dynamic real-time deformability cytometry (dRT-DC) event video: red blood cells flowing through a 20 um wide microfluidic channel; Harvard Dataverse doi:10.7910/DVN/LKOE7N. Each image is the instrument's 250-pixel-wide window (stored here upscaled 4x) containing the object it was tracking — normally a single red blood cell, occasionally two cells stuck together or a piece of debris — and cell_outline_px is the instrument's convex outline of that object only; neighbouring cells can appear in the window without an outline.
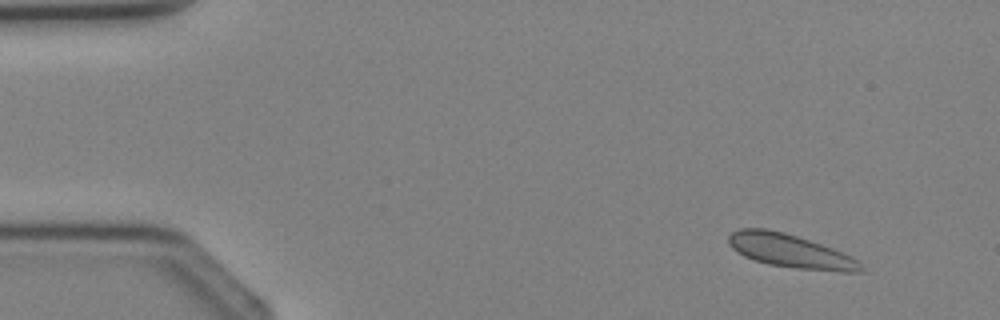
{"species": "Egyptian fruit bat (a non-hibernating species)", "species_latin": "Rousettus aegyptiacus", "temperature_condition": "cold", "stored_images_in_passage": 2, "camera_frame_rate_fps": 3000, "um_per_image_px": 0.085, "animal": {"sex": "female"}, "frame": {"image": 1, "passage_image": 1, "time_ms": 0.0, "image_size_px": [1000, 320], "cell_outline_px": [[864, 272], [840, 272], [796, 268], [768, 264], [744, 256], [732, 248], [728, 244], [728, 236], [732, 232], [740, 228], [768, 228], [784, 232], [844, 252], [860, 260], [864, 268]], "centroid_in_image_um": [67.22, 21.34], "position_along_channel_um": 17.8, "area_um2": 25.95}}